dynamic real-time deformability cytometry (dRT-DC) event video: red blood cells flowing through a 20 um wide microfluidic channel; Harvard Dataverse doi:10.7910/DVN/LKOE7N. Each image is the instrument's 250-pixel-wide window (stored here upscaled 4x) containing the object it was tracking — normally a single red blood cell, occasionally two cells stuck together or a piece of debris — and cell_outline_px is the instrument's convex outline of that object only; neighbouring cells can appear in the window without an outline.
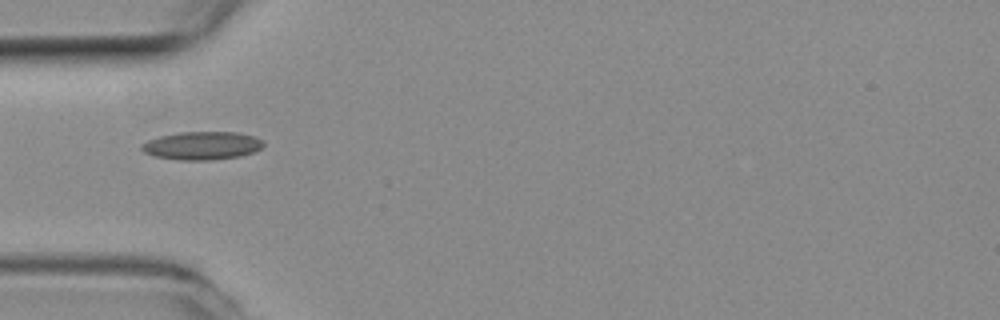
{"species": "common noctule bat (a hibernating species)", "species_latin": "Nyctalus noctula", "temperature_condition": "room temperature", "stored_images_in_passage": 38, "camera_frame_rate_fps": 3000, "um_per_image_px": 0.085, "animal": {"sex": "female", "body_mass_g": 19.3, "forearm_length_mm": 54.1}, "frame": {"image": 1, "passage_image": 1, "time_ms": 0.0, "image_size_px": [1000, 320], "cell_outline_px": [[264, 144], [256, 152], [240, 156], [208, 160], [180, 160], [156, 156], [144, 152], [140, 148], [140, 144], [148, 140], [160, 136], [180, 132], [236, 132], [256, 136], [264, 140]], "centroid_in_image_um": [17.2, 12.37], "position_along_channel_um": 67.8, "area_um2": 20.06}}
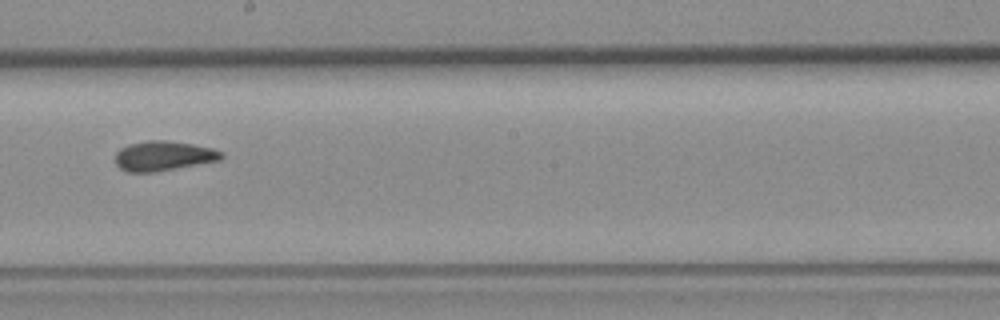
{"frame": {"image": 2, "passage_image": 14, "time_ms": 4.333, "image_size_px": [1000, 320], "cell_outline_px": [[224, 156], [220, 160], [156, 172], [128, 172], [120, 168], [116, 164], [116, 152], [120, 148], [128, 144], [148, 140], [164, 140], [192, 144], [212, 148], [224, 152]], "centroid_in_image_um": [13.89, 13.25], "position_along_channel_um": 234.3, "area_um2": 18.44}}
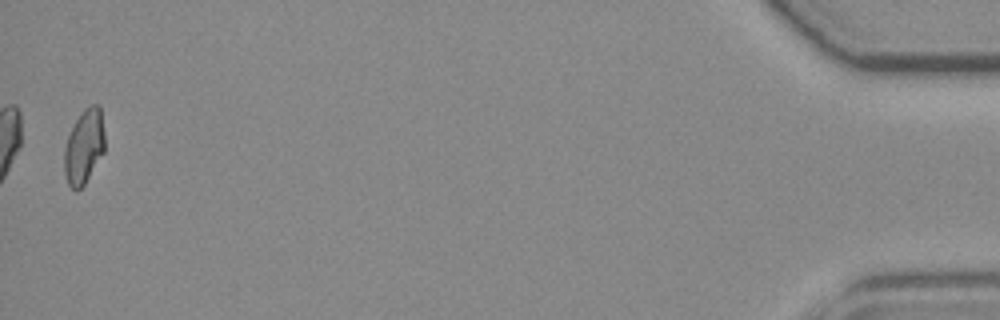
{"frame": {"image": 3, "passage_image": 37, "time_ms": 12.0, "image_size_px": [1000, 320], "cell_outline_px": [[104, 152], [84, 184], [76, 192], [68, 184], [64, 172], [64, 148], [68, 136], [76, 120], [84, 108], [92, 104], [100, 104], [104, 132]], "centroid_in_image_um": [7.14, 12.45], "position_along_channel_um": 428.1, "area_um2": 17.51}, "authors_computed_cell_mechanics": {"area_um2": 17.918, "velocity_mm_per_s": 3.8312, "shape_relaxation_time_tau1_ms": null, "shape_relaxation_time_tau2_ms": 1.8468, "deformation_change_tau1": null, "deformation_change_tau2": 0.0836}}